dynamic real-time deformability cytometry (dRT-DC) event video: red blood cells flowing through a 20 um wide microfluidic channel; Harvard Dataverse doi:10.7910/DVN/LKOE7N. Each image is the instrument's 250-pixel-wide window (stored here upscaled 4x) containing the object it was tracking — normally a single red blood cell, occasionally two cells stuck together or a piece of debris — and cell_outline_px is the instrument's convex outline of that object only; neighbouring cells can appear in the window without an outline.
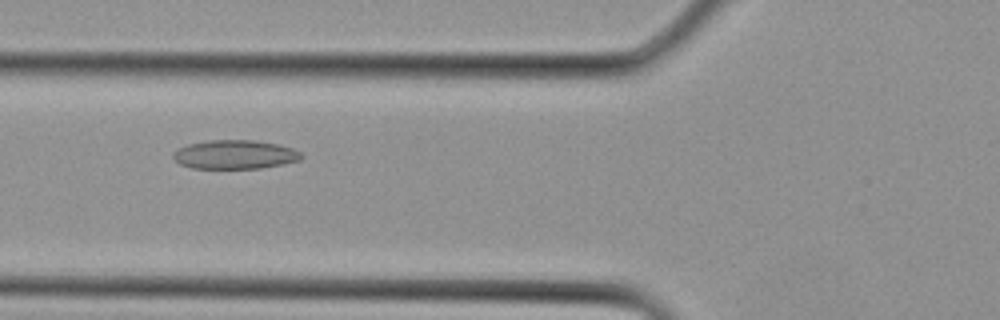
{"species": "Egyptian fruit bat (a non-hibernating species)", "species_latin": "Rousettus aegyptiacus", "temperature_condition": "cold", "stored_images_in_passage": 5, "camera_frame_rate_fps": 3000, "um_per_image_px": 0.085, "animal": {"sex": "female"}, "frame": {"image": 1, "passage_image": 5, "time_ms": 1.333, "image_size_px": [1000, 320], "cell_outline_px": [[304, 156], [300, 160], [284, 164], [260, 168], [192, 168], [180, 164], [172, 160], [172, 152], [176, 148], [188, 144], [208, 140], [252, 140], [280, 144], [292, 148], [300, 152]], "centroid_in_image_um": [19.93, 13.13], "position_along_channel_um": 105.9, "area_um2": 21.85}}